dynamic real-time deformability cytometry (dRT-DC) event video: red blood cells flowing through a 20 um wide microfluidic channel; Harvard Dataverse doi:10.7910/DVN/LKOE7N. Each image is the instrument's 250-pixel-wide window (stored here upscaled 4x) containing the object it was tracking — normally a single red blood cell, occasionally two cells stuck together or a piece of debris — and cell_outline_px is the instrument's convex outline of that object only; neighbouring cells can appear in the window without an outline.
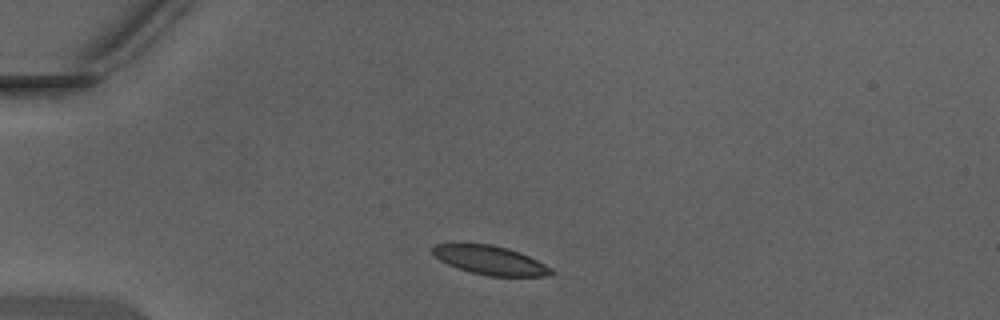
{"species": "Egyptian fruit bat (a non-hibernating species)", "species_latin": "Rousettus aegyptiacus", "temperature_condition": "warm", "stored_images_in_passage": 36, "camera_frame_rate_fps": 3000, "um_per_image_px": 0.085, "animal": {"sex": "male"}, "frame": {"image": 1, "passage_image": 1, "time_ms": 0.0, "image_size_px": [1000, 320], "cell_outline_px": [[556, 272], [552, 276], [488, 276], [456, 268], [440, 260], [432, 252], [432, 248], [436, 244], [492, 244], [508, 248], [520, 252], [552, 268]], "centroid_in_image_um": [41.71, 22.13], "position_along_channel_um": 43.3, "area_um2": 19.88}}
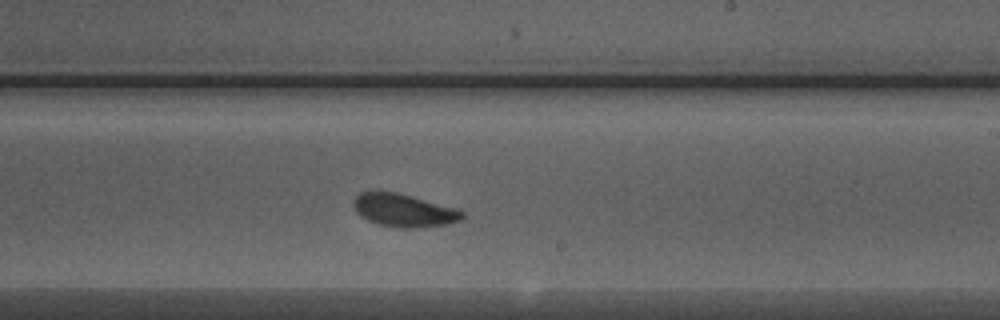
{"frame": {"image": 2, "passage_image": 18, "time_ms": 5.667, "image_size_px": [1000, 320], "cell_outline_px": [[464, 216], [460, 220], [448, 224], [416, 228], [404, 228], [380, 224], [368, 220], [360, 216], [356, 212], [352, 204], [352, 200], [360, 192], [376, 188], [396, 192], [460, 208], [464, 212]], "centroid_in_image_um": [34.3, 17.83], "position_along_channel_um": 254.7, "area_um2": 21.5}}
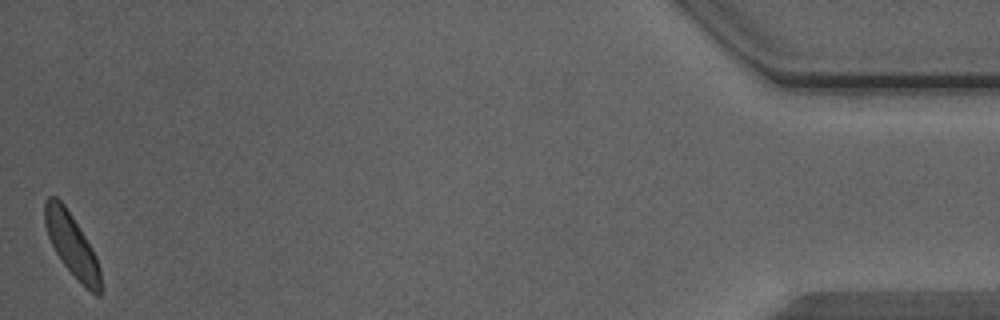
{"frame": {"image": 3, "passage_image": 36, "time_ms": 11.667, "image_size_px": [1000, 320], "cell_outline_px": [[100, 296], [96, 296], [60, 260], [48, 236], [44, 224], [44, 200], [48, 196], [56, 196], [64, 204], [72, 216], [92, 248], [96, 256], [100, 268]], "centroid_in_image_um": [6.07, 20.74], "position_along_channel_um": 429.1, "area_um2": 19.88}, "authors_computed_cell_mechanics": {"area_um2": 21.0681, "velocity_mm_per_s": 4.3531, "shape_relaxation_time_tau1_ms": 1.6892, "shape_relaxation_time_tau2_ms": 3.0483, "deformation_change_tau1": 0.0958, "deformation_change_tau2": 0.0967}}